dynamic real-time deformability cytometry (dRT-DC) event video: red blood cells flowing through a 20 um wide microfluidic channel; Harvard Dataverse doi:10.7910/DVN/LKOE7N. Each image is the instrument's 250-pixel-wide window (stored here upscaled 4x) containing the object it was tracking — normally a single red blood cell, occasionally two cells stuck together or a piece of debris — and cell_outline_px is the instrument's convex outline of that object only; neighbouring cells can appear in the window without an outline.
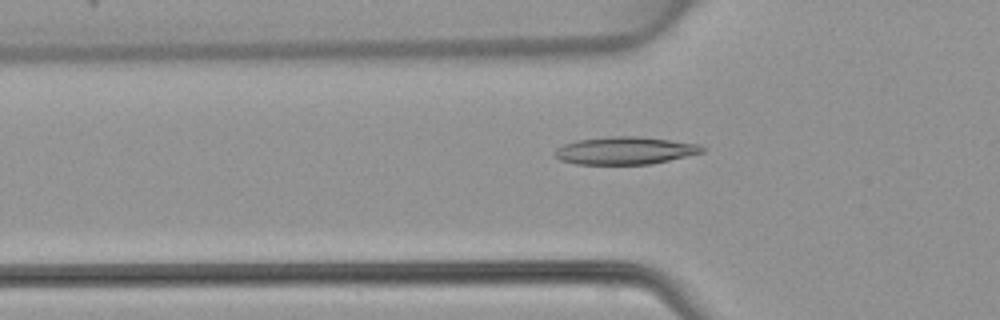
{"species": "common noctule bat (a hibernating species)", "species_latin": "Nyctalus noctula", "temperature_condition": "warm", "stored_images_in_passage": 48, "camera_frame_rate_fps": 3000, "um_per_image_px": 0.085, "animal": {"sex": "female", "body_mass_g": 22.7, "forearm_length_mm": 54.2}, "frame": {"image": 1, "passage_image": 16, "time_ms": 5.0, "image_size_px": [1000, 320], "cell_outline_px": [[704, 152], [652, 164], [576, 164], [560, 160], [556, 156], [556, 148], [564, 144], [576, 140], [612, 136], [636, 136], [700, 144], [704, 148]], "centroid_in_image_um": [53.13, 12.8], "position_along_channel_um": 72.7, "area_um2": 23.52}}
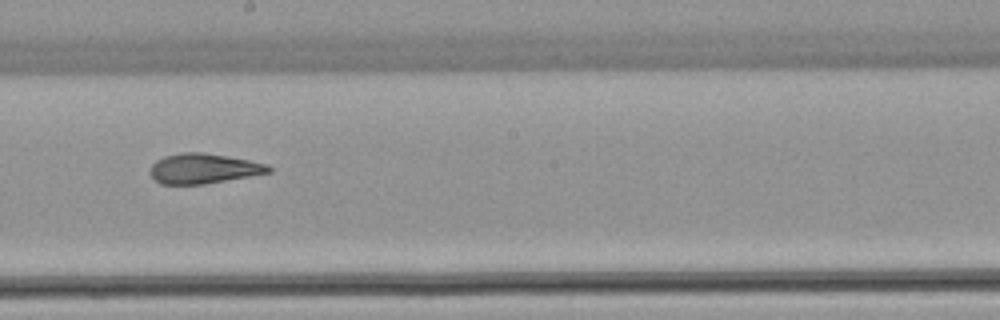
{"frame": {"image": 2, "passage_image": 27, "time_ms": 8.667, "image_size_px": [1000, 320], "cell_outline_px": [[272, 172], [252, 176], [204, 184], [160, 184], [148, 172], [152, 164], [156, 160], [164, 156], [180, 152], [200, 152], [248, 160], [268, 164], [272, 168]], "centroid_in_image_um": [17.29, 14.33], "position_along_channel_um": 230.9, "area_um2": 20.75}}
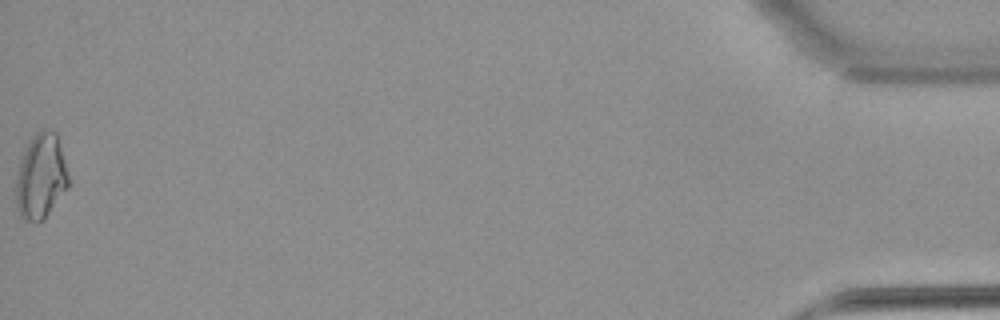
{"frame": {"image": 3, "passage_image": 48, "time_ms": 15.667, "image_size_px": [1000, 320], "cell_outline_px": [[68, 188], [44, 220], [36, 224], [24, 220], [20, 216], [16, 208], [16, 176], [20, 156], [36, 132], [40, 128], [52, 128], [56, 132], [64, 160], [68, 176]], "centroid_in_image_um": [3.45, 15.02], "position_along_channel_um": 431.7, "area_um2": 26.53}}